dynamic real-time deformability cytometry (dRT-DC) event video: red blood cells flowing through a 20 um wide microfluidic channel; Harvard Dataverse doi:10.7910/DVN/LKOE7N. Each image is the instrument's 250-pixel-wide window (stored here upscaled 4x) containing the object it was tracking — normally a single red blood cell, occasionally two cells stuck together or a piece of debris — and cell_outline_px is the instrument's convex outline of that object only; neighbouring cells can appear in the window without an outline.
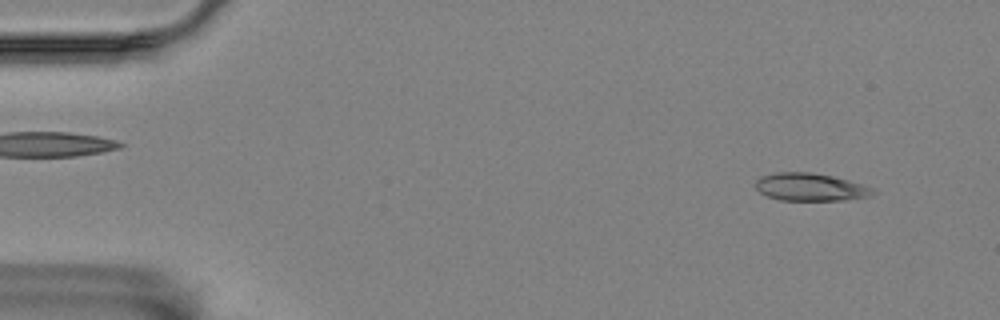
{"species": "Egyptian fruit bat (a non-hibernating species)", "species_latin": "Rousettus aegyptiacus", "temperature_condition": "room temperature", "stored_images_in_passage": 56, "camera_frame_rate_fps": 3000, "um_per_image_px": 0.085, "animal": {"sex": "female"}, "frame": {"image": 1, "passage_image": 4, "time_ms": 1.0, "image_size_px": [1000, 320], "cell_outline_px": [[876, 192], [868, 196], [844, 200], [780, 200], [768, 196], [760, 192], [756, 188], [756, 180], [760, 176], [776, 172], [812, 172], [832, 176], [848, 180], [876, 188]], "centroid_in_image_um": [68.89, 15.89], "position_along_channel_um": 16.1, "area_um2": 18.96}}
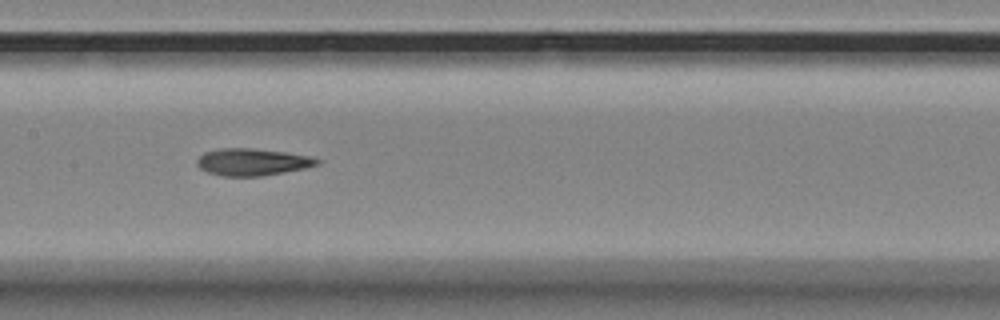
{"frame": {"image": 2, "passage_image": 27, "time_ms": 8.667, "image_size_px": [1000, 320], "cell_outline_px": [[320, 164], [304, 168], [284, 172], [260, 176], [224, 176], [208, 172], [200, 168], [196, 164], [196, 160], [204, 152], [220, 148], [252, 148], [284, 152], [308, 156], [320, 160]], "centroid_in_image_um": [21.42, 13.76], "position_along_channel_um": 186.0, "area_um2": 18.79}}
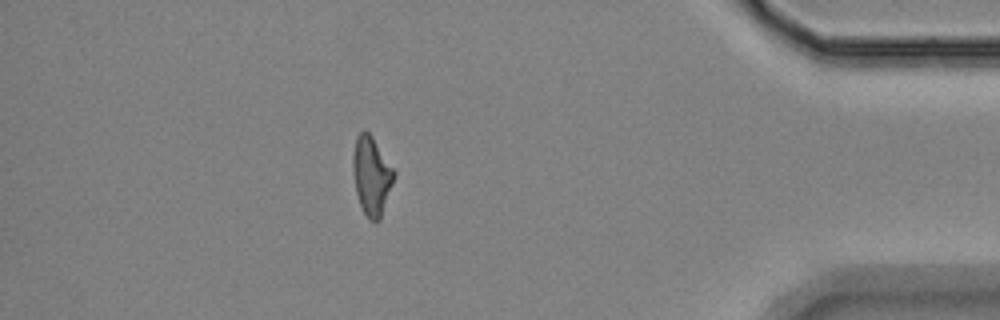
{"frame": {"image": 3, "passage_image": 49, "time_ms": 16.0, "image_size_px": [1000, 320], "cell_outline_px": [[396, 172], [380, 220], [372, 220], [364, 212], [360, 204], [356, 192], [352, 172], [352, 156], [356, 136], [364, 128], [372, 136]], "centroid_in_image_um": [31.56, 14.88], "position_along_channel_um": 403.6, "area_um2": 18.67}, "authors_computed_cell_mechanics": {"area_um2": 18.9584, "velocity_mm_per_s": 3.529, "shape_relaxation_time_tau1_ms": 7.3844, "shape_relaxation_time_tau2_ms": 3.0182, "deformation_change_tau1": 0.2033, "deformation_change_tau2": 0.1149}}